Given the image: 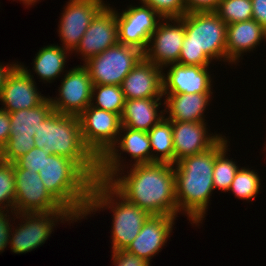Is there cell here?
<instances>
[{
  "label": "cell",
  "instance_id": "obj_8",
  "mask_svg": "<svg viewBox=\"0 0 266 266\" xmlns=\"http://www.w3.org/2000/svg\"><path fill=\"white\" fill-rule=\"evenodd\" d=\"M15 219L21 220L19 226H13L10 236L9 245L15 254L31 252L42 246L51 236L57 223L78 222L70 212L21 213Z\"/></svg>",
  "mask_w": 266,
  "mask_h": 266
},
{
  "label": "cell",
  "instance_id": "obj_27",
  "mask_svg": "<svg viewBox=\"0 0 266 266\" xmlns=\"http://www.w3.org/2000/svg\"><path fill=\"white\" fill-rule=\"evenodd\" d=\"M147 134L152 150V163L167 162L174 164L172 121L163 117Z\"/></svg>",
  "mask_w": 266,
  "mask_h": 266
},
{
  "label": "cell",
  "instance_id": "obj_2",
  "mask_svg": "<svg viewBox=\"0 0 266 266\" xmlns=\"http://www.w3.org/2000/svg\"><path fill=\"white\" fill-rule=\"evenodd\" d=\"M215 145L209 150L182 158L173 164L176 200L179 215L182 212L190 223L202 224L214 191L213 168Z\"/></svg>",
  "mask_w": 266,
  "mask_h": 266
},
{
  "label": "cell",
  "instance_id": "obj_38",
  "mask_svg": "<svg viewBox=\"0 0 266 266\" xmlns=\"http://www.w3.org/2000/svg\"><path fill=\"white\" fill-rule=\"evenodd\" d=\"M10 128L9 113L0 108V151L7 144Z\"/></svg>",
  "mask_w": 266,
  "mask_h": 266
},
{
  "label": "cell",
  "instance_id": "obj_25",
  "mask_svg": "<svg viewBox=\"0 0 266 266\" xmlns=\"http://www.w3.org/2000/svg\"><path fill=\"white\" fill-rule=\"evenodd\" d=\"M162 98H144L125 100L121 115V124L124 127L148 132L163 117L165 111L159 110L163 103ZM160 106V107H159Z\"/></svg>",
  "mask_w": 266,
  "mask_h": 266
},
{
  "label": "cell",
  "instance_id": "obj_36",
  "mask_svg": "<svg viewBox=\"0 0 266 266\" xmlns=\"http://www.w3.org/2000/svg\"><path fill=\"white\" fill-rule=\"evenodd\" d=\"M114 266H150L151 263L126 250L112 251Z\"/></svg>",
  "mask_w": 266,
  "mask_h": 266
},
{
  "label": "cell",
  "instance_id": "obj_7",
  "mask_svg": "<svg viewBox=\"0 0 266 266\" xmlns=\"http://www.w3.org/2000/svg\"><path fill=\"white\" fill-rule=\"evenodd\" d=\"M53 111L52 103L47 97L40 105L34 108L10 112L11 128L9 139L0 151V159L14 163L34 148V136L40 127V123Z\"/></svg>",
  "mask_w": 266,
  "mask_h": 266
},
{
  "label": "cell",
  "instance_id": "obj_35",
  "mask_svg": "<svg viewBox=\"0 0 266 266\" xmlns=\"http://www.w3.org/2000/svg\"><path fill=\"white\" fill-rule=\"evenodd\" d=\"M9 212L13 215L14 218L10 217L11 214ZM17 215L18 213L15 210H0V253L4 252L6 247L9 246L11 231L13 227L11 220L13 218V221H15V217Z\"/></svg>",
  "mask_w": 266,
  "mask_h": 266
},
{
  "label": "cell",
  "instance_id": "obj_37",
  "mask_svg": "<svg viewBox=\"0 0 266 266\" xmlns=\"http://www.w3.org/2000/svg\"><path fill=\"white\" fill-rule=\"evenodd\" d=\"M186 13L215 12L221 0H184Z\"/></svg>",
  "mask_w": 266,
  "mask_h": 266
},
{
  "label": "cell",
  "instance_id": "obj_31",
  "mask_svg": "<svg viewBox=\"0 0 266 266\" xmlns=\"http://www.w3.org/2000/svg\"><path fill=\"white\" fill-rule=\"evenodd\" d=\"M215 13L228 25L252 19L251 0H221Z\"/></svg>",
  "mask_w": 266,
  "mask_h": 266
},
{
  "label": "cell",
  "instance_id": "obj_16",
  "mask_svg": "<svg viewBox=\"0 0 266 266\" xmlns=\"http://www.w3.org/2000/svg\"><path fill=\"white\" fill-rule=\"evenodd\" d=\"M104 0H69L63 8L58 24V36L62 47L71 53L95 16L107 5Z\"/></svg>",
  "mask_w": 266,
  "mask_h": 266
},
{
  "label": "cell",
  "instance_id": "obj_26",
  "mask_svg": "<svg viewBox=\"0 0 266 266\" xmlns=\"http://www.w3.org/2000/svg\"><path fill=\"white\" fill-rule=\"evenodd\" d=\"M35 55V59L33 58V72L41 79L40 82L43 81L46 84L52 83L57 77L61 76V73L65 72L64 68L71 52L58 44H51L42 47Z\"/></svg>",
  "mask_w": 266,
  "mask_h": 266
},
{
  "label": "cell",
  "instance_id": "obj_17",
  "mask_svg": "<svg viewBox=\"0 0 266 266\" xmlns=\"http://www.w3.org/2000/svg\"><path fill=\"white\" fill-rule=\"evenodd\" d=\"M48 96L39 92L34 75L23 63H18L8 74L0 94L1 109L8 113L31 109L40 105Z\"/></svg>",
  "mask_w": 266,
  "mask_h": 266
},
{
  "label": "cell",
  "instance_id": "obj_3",
  "mask_svg": "<svg viewBox=\"0 0 266 266\" xmlns=\"http://www.w3.org/2000/svg\"><path fill=\"white\" fill-rule=\"evenodd\" d=\"M34 139L36 148L70 158L94 181L98 179L99 160L83 143L79 116L53 111L40 123Z\"/></svg>",
  "mask_w": 266,
  "mask_h": 266
},
{
  "label": "cell",
  "instance_id": "obj_23",
  "mask_svg": "<svg viewBox=\"0 0 266 266\" xmlns=\"http://www.w3.org/2000/svg\"><path fill=\"white\" fill-rule=\"evenodd\" d=\"M266 41V29L254 19L227 25V62L238 64L247 52L255 50L260 42Z\"/></svg>",
  "mask_w": 266,
  "mask_h": 266
},
{
  "label": "cell",
  "instance_id": "obj_40",
  "mask_svg": "<svg viewBox=\"0 0 266 266\" xmlns=\"http://www.w3.org/2000/svg\"><path fill=\"white\" fill-rule=\"evenodd\" d=\"M17 64H18V61H17V63L16 62H13L11 64L8 63L7 65L0 63V94L2 92L4 83H5V80L8 76V74Z\"/></svg>",
  "mask_w": 266,
  "mask_h": 266
},
{
  "label": "cell",
  "instance_id": "obj_11",
  "mask_svg": "<svg viewBox=\"0 0 266 266\" xmlns=\"http://www.w3.org/2000/svg\"><path fill=\"white\" fill-rule=\"evenodd\" d=\"M79 119L83 143L100 160L118 139L121 116L89 105Z\"/></svg>",
  "mask_w": 266,
  "mask_h": 266
},
{
  "label": "cell",
  "instance_id": "obj_41",
  "mask_svg": "<svg viewBox=\"0 0 266 266\" xmlns=\"http://www.w3.org/2000/svg\"><path fill=\"white\" fill-rule=\"evenodd\" d=\"M18 1H20L21 3H23V5L25 4V6L27 8V6L29 7V6L35 5L40 0H18Z\"/></svg>",
  "mask_w": 266,
  "mask_h": 266
},
{
  "label": "cell",
  "instance_id": "obj_29",
  "mask_svg": "<svg viewBox=\"0 0 266 266\" xmlns=\"http://www.w3.org/2000/svg\"><path fill=\"white\" fill-rule=\"evenodd\" d=\"M95 102V103H94ZM125 98L121 85L93 84L91 106L122 115Z\"/></svg>",
  "mask_w": 266,
  "mask_h": 266
},
{
  "label": "cell",
  "instance_id": "obj_19",
  "mask_svg": "<svg viewBox=\"0 0 266 266\" xmlns=\"http://www.w3.org/2000/svg\"><path fill=\"white\" fill-rule=\"evenodd\" d=\"M163 68V94H213L209 66H193L172 63ZM169 70L164 73V69ZM212 90V91H211Z\"/></svg>",
  "mask_w": 266,
  "mask_h": 266
},
{
  "label": "cell",
  "instance_id": "obj_6",
  "mask_svg": "<svg viewBox=\"0 0 266 266\" xmlns=\"http://www.w3.org/2000/svg\"><path fill=\"white\" fill-rule=\"evenodd\" d=\"M110 209L113 213L111 228L112 251L126 250L138 236L150 214L127 201L107 181L97 179L93 182L88 208L85 214ZM101 209V210H100Z\"/></svg>",
  "mask_w": 266,
  "mask_h": 266
},
{
  "label": "cell",
  "instance_id": "obj_20",
  "mask_svg": "<svg viewBox=\"0 0 266 266\" xmlns=\"http://www.w3.org/2000/svg\"><path fill=\"white\" fill-rule=\"evenodd\" d=\"M207 122L172 121L174 164L182 158L200 154L212 148L223 134L212 133Z\"/></svg>",
  "mask_w": 266,
  "mask_h": 266
},
{
  "label": "cell",
  "instance_id": "obj_9",
  "mask_svg": "<svg viewBox=\"0 0 266 266\" xmlns=\"http://www.w3.org/2000/svg\"><path fill=\"white\" fill-rule=\"evenodd\" d=\"M129 154L131 164H124L121 156ZM152 163V150L147 132L121 126L116 143L99 160L98 179L109 181L117 172L134 165ZM126 166V167H125Z\"/></svg>",
  "mask_w": 266,
  "mask_h": 266
},
{
  "label": "cell",
  "instance_id": "obj_5",
  "mask_svg": "<svg viewBox=\"0 0 266 266\" xmlns=\"http://www.w3.org/2000/svg\"><path fill=\"white\" fill-rule=\"evenodd\" d=\"M39 176L49 193L78 220L85 219L94 180L72 159L45 157Z\"/></svg>",
  "mask_w": 266,
  "mask_h": 266
},
{
  "label": "cell",
  "instance_id": "obj_22",
  "mask_svg": "<svg viewBox=\"0 0 266 266\" xmlns=\"http://www.w3.org/2000/svg\"><path fill=\"white\" fill-rule=\"evenodd\" d=\"M162 74L161 67L143 57L121 84L125 100L163 98Z\"/></svg>",
  "mask_w": 266,
  "mask_h": 266
},
{
  "label": "cell",
  "instance_id": "obj_30",
  "mask_svg": "<svg viewBox=\"0 0 266 266\" xmlns=\"http://www.w3.org/2000/svg\"><path fill=\"white\" fill-rule=\"evenodd\" d=\"M256 170H250V168L241 167L236 172L235 177L229 187L235 198L253 201L260 192L261 179Z\"/></svg>",
  "mask_w": 266,
  "mask_h": 266
},
{
  "label": "cell",
  "instance_id": "obj_24",
  "mask_svg": "<svg viewBox=\"0 0 266 266\" xmlns=\"http://www.w3.org/2000/svg\"><path fill=\"white\" fill-rule=\"evenodd\" d=\"M165 117L171 121L203 122L212 94H163ZM167 114V116H166Z\"/></svg>",
  "mask_w": 266,
  "mask_h": 266
},
{
  "label": "cell",
  "instance_id": "obj_14",
  "mask_svg": "<svg viewBox=\"0 0 266 266\" xmlns=\"http://www.w3.org/2000/svg\"><path fill=\"white\" fill-rule=\"evenodd\" d=\"M58 88V96H49L55 112L79 116L91 104L93 82L84 65L67 71Z\"/></svg>",
  "mask_w": 266,
  "mask_h": 266
},
{
  "label": "cell",
  "instance_id": "obj_12",
  "mask_svg": "<svg viewBox=\"0 0 266 266\" xmlns=\"http://www.w3.org/2000/svg\"><path fill=\"white\" fill-rule=\"evenodd\" d=\"M15 177L14 210L18 213L69 212L45 188L39 173L13 168Z\"/></svg>",
  "mask_w": 266,
  "mask_h": 266
},
{
  "label": "cell",
  "instance_id": "obj_28",
  "mask_svg": "<svg viewBox=\"0 0 266 266\" xmlns=\"http://www.w3.org/2000/svg\"><path fill=\"white\" fill-rule=\"evenodd\" d=\"M229 139L226 136L223 137L215 144V164L213 168V185L214 190L218 189L223 192H228L229 187L235 177L236 172L239 170L238 166L233 161V158L229 159L228 146Z\"/></svg>",
  "mask_w": 266,
  "mask_h": 266
},
{
  "label": "cell",
  "instance_id": "obj_34",
  "mask_svg": "<svg viewBox=\"0 0 266 266\" xmlns=\"http://www.w3.org/2000/svg\"><path fill=\"white\" fill-rule=\"evenodd\" d=\"M49 155L40 148H32L28 153L21 156L13 163V168H25L31 169V171L39 173L42 170L43 164L45 163V157Z\"/></svg>",
  "mask_w": 266,
  "mask_h": 266
},
{
  "label": "cell",
  "instance_id": "obj_13",
  "mask_svg": "<svg viewBox=\"0 0 266 266\" xmlns=\"http://www.w3.org/2000/svg\"><path fill=\"white\" fill-rule=\"evenodd\" d=\"M140 3L139 6H127V9H124L121 13L116 10V21L118 42L137 48L144 53L150 36L163 18L150 6Z\"/></svg>",
  "mask_w": 266,
  "mask_h": 266
},
{
  "label": "cell",
  "instance_id": "obj_4",
  "mask_svg": "<svg viewBox=\"0 0 266 266\" xmlns=\"http://www.w3.org/2000/svg\"><path fill=\"white\" fill-rule=\"evenodd\" d=\"M181 19L185 38L179 64L207 67L214 59L227 62V24L215 12H190Z\"/></svg>",
  "mask_w": 266,
  "mask_h": 266
},
{
  "label": "cell",
  "instance_id": "obj_1",
  "mask_svg": "<svg viewBox=\"0 0 266 266\" xmlns=\"http://www.w3.org/2000/svg\"><path fill=\"white\" fill-rule=\"evenodd\" d=\"M129 167L126 174L121 170L108 183L150 215L179 217L173 164L154 162Z\"/></svg>",
  "mask_w": 266,
  "mask_h": 266
},
{
  "label": "cell",
  "instance_id": "obj_18",
  "mask_svg": "<svg viewBox=\"0 0 266 266\" xmlns=\"http://www.w3.org/2000/svg\"><path fill=\"white\" fill-rule=\"evenodd\" d=\"M118 43L116 9L107 4L92 20L79 45L72 53H78L84 64Z\"/></svg>",
  "mask_w": 266,
  "mask_h": 266
},
{
  "label": "cell",
  "instance_id": "obj_15",
  "mask_svg": "<svg viewBox=\"0 0 266 266\" xmlns=\"http://www.w3.org/2000/svg\"><path fill=\"white\" fill-rule=\"evenodd\" d=\"M184 38L185 22L181 18H163L150 36L144 58L162 69L178 63Z\"/></svg>",
  "mask_w": 266,
  "mask_h": 266
},
{
  "label": "cell",
  "instance_id": "obj_39",
  "mask_svg": "<svg viewBox=\"0 0 266 266\" xmlns=\"http://www.w3.org/2000/svg\"><path fill=\"white\" fill-rule=\"evenodd\" d=\"M252 19L266 29V0H251Z\"/></svg>",
  "mask_w": 266,
  "mask_h": 266
},
{
  "label": "cell",
  "instance_id": "obj_10",
  "mask_svg": "<svg viewBox=\"0 0 266 266\" xmlns=\"http://www.w3.org/2000/svg\"><path fill=\"white\" fill-rule=\"evenodd\" d=\"M143 57L144 54L139 49L118 43L83 65L87 68L93 84L121 85Z\"/></svg>",
  "mask_w": 266,
  "mask_h": 266
},
{
  "label": "cell",
  "instance_id": "obj_32",
  "mask_svg": "<svg viewBox=\"0 0 266 266\" xmlns=\"http://www.w3.org/2000/svg\"><path fill=\"white\" fill-rule=\"evenodd\" d=\"M14 202L15 177L13 163L0 159V210H14Z\"/></svg>",
  "mask_w": 266,
  "mask_h": 266
},
{
  "label": "cell",
  "instance_id": "obj_33",
  "mask_svg": "<svg viewBox=\"0 0 266 266\" xmlns=\"http://www.w3.org/2000/svg\"><path fill=\"white\" fill-rule=\"evenodd\" d=\"M150 6L162 18H181L186 14L184 0H139Z\"/></svg>",
  "mask_w": 266,
  "mask_h": 266
},
{
  "label": "cell",
  "instance_id": "obj_21",
  "mask_svg": "<svg viewBox=\"0 0 266 266\" xmlns=\"http://www.w3.org/2000/svg\"><path fill=\"white\" fill-rule=\"evenodd\" d=\"M176 218L168 215H150L126 251L150 263L171 237Z\"/></svg>",
  "mask_w": 266,
  "mask_h": 266
}]
</instances>
